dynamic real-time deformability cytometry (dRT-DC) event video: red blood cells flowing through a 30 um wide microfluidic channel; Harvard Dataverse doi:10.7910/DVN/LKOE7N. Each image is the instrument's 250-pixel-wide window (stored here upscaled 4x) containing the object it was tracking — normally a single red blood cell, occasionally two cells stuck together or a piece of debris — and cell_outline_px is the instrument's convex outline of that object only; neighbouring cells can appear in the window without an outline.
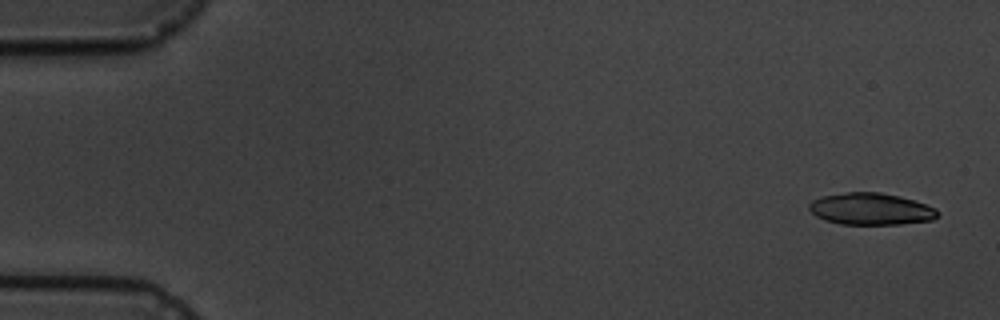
{"species": "common noctule bat (a hibernating species)", "species_latin": "Nyctalus noctula", "temperature_condition": "cold", "stored_images_in_passage": 5, "camera_frame_rate_fps": 3000, "um_per_image_px": 0.085, "animal": {"sex": "male", "body_mass_g": 19.5, "forearm_length_mm": 54.6}, "frame": {"image": 1, "passage_image": 1, "time_ms": 0.0, "image_size_px": [1000, 320], "cell_outline_px": [[940, 216], [932, 220], [900, 224], [840, 224], [824, 220], [816, 216], [808, 208], [808, 204], [812, 200], [824, 196], [848, 192], [880, 192], [900, 196], [936, 208], [940, 212]], "centroid_in_image_um": [74.04, 17.77], "position_along_channel_um": 11.0, "area_um2": 23.87}}
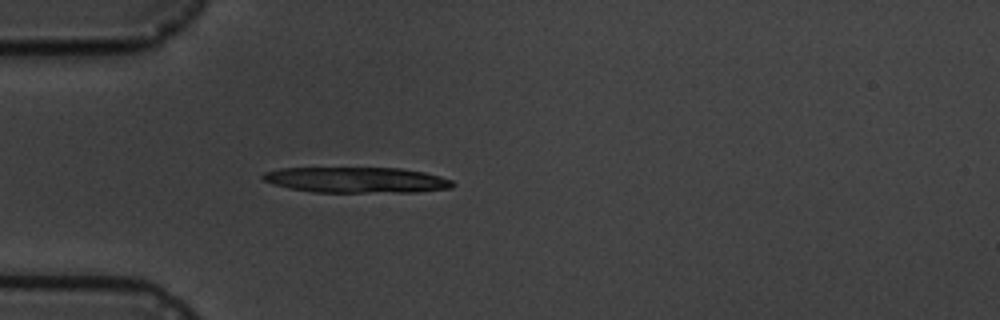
{"frame": {"image": 2, "passage_image": 5, "time_ms": 4.667, "image_size_px": [1000, 320], "cell_outline_px": [[456, 184], [452, 188], [416, 192], [312, 192], [288, 188], [264, 180], [260, 176], [264, 172], [280, 168], [400, 168], [424, 172], [440, 176], [452, 180]], "centroid_in_image_um": [30.33, 15.3], "position_along_channel_um": 54.7, "area_um2": 28.44}}